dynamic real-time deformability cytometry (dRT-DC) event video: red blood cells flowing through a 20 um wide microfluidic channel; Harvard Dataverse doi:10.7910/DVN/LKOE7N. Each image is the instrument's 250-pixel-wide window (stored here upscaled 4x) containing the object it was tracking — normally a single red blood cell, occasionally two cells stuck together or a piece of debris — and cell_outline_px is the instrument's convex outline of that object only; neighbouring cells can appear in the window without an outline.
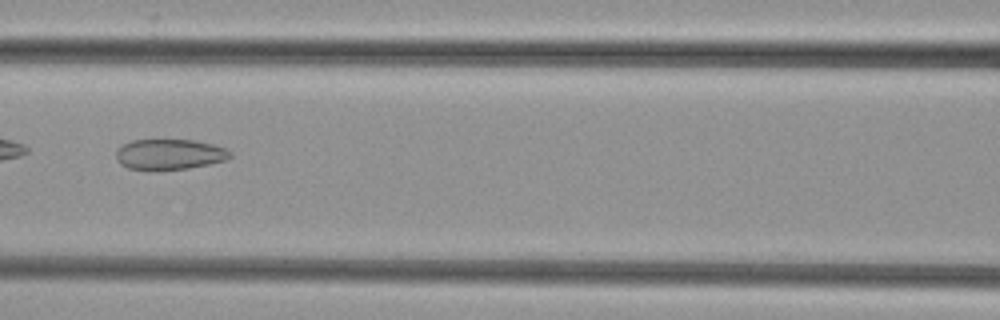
{"species": "common noctule bat (a hibernating species)", "species_latin": "Nyctalus noctula", "temperature_condition": "cold", "stored_images_in_passage": 36, "camera_frame_rate_fps": 3000, "um_per_image_px": 0.085, "animal": {"sex": "female", "body_mass_g": 29.2, "forearm_length_mm": 56.3}, "frame": {"image": 1, "passage_image": 9, "time_ms": 2.667, "image_size_px": [1000, 320], "cell_outline_px": [[232, 156], [228, 160], [188, 168], [128, 168], [120, 164], [116, 160], [116, 152], [124, 144], [132, 140], [196, 140], [212, 144], [224, 148], [232, 152]], "centroid_in_image_um": [14.45, 13.09], "position_along_channel_um": 152.1, "area_um2": 19.83}}
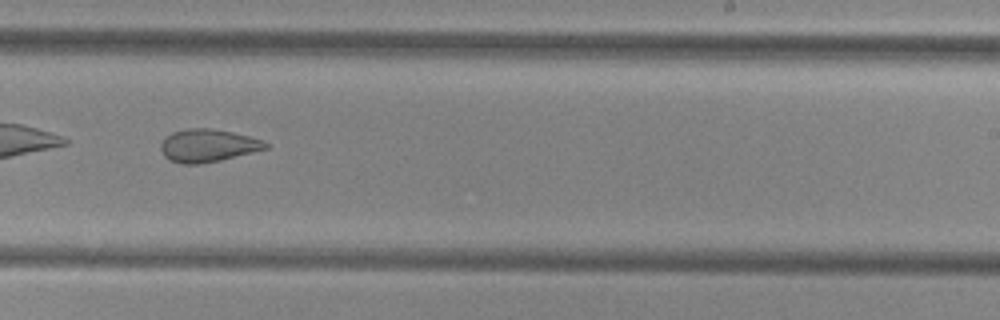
{"frame": {"image": 2, "passage_image": 18, "time_ms": 5.667, "image_size_px": [1000, 320], "cell_outline_px": [[268, 148], [220, 160], [200, 164], [180, 164], [164, 156], [160, 148], [160, 144], [164, 136], [172, 132], [188, 128], [208, 128], [232, 132], [264, 140], [268, 144]], "centroid_in_image_um": [17.63, 12.37], "position_along_channel_um": 271.4, "area_um2": 20.0}}
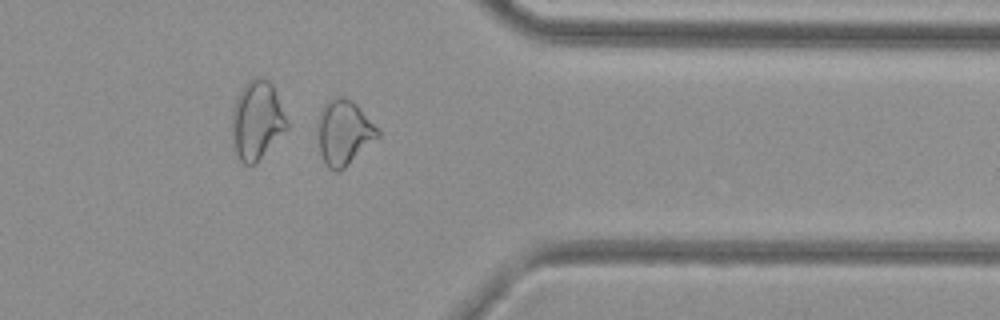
{"frame": {"image": 3, "passage_image": 27, "time_ms": 8.667, "image_size_px": [1000, 320], "cell_outline_px": [[380, 136], [344, 168], [336, 172], [328, 168], [324, 164], [320, 152], [320, 112], [324, 104], [328, 100], [336, 96], [344, 96], [352, 100], [360, 108], [380, 132]], "centroid_in_image_um": [29.25, 11.26], "position_along_channel_um": 382.1, "area_um2": 22.25}}